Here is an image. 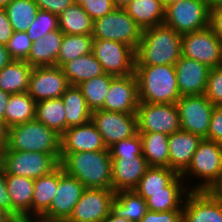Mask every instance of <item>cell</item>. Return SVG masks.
<instances>
[{
  "mask_svg": "<svg viewBox=\"0 0 222 222\" xmlns=\"http://www.w3.org/2000/svg\"><path fill=\"white\" fill-rule=\"evenodd\" d=\"M58 29V15L39 9L37 16L26 33L33 43L41 37H44L47 33Z\"/></svg>",
  "mask_w": 222,
  "mask_h": 222,
  "instance_id": "ab89813d",
  "label": "cell"
},
{
  "mask_svg": "<svg viewBox=\"0 0 222 222\" xmlns=\"http://www.w3.org/2000/svg\"><path fill=\"white\" fill-rule=\"evenodd\" d=\"M142 142V155L149 166L169 168V148L167 134L139 133Z\"/></svg>",
  "mask_w": 222,
  "mask_h": 222,
  "instance_id": "d6a6232c",
  "label": "cell"
},
{
  "mask_svg": "<svg viewBox=\"0 0 222 222\" xmlns=\"http://www.w3.org/2000/svg\"><path fill=\"white\" fill-rule=\"evenodd\" d=\"M139 102L176 104L181 97L175 65L135 66Z\"/></svg>",
  "mask_w": 222,
  "mask_h": 222,
  "instance_id": "3957f363",
  "label": "cell"
},
{
  "mask_svg": "<svg viewBox=\"0 0 222 222\" xmlns=\"http://www.w3.org/2000/svg\"><path fill=\"white\" fill-rule=\"evenodd\" d=\"M139 106L138 84L135 73L115 76L111 80L103 110L136 113Z\"/></svg>",
  "mask_w": 222,
  "mask_h": 222,
  "instance_id": "ac0fdd59",
  "label": "cell"
},
{
  "mask_svg": "<svg viewBox=\"0 0 222 222\" xmlns=\"http://www.w3.org/2000/svg\"><path fill=\"white\" fill-rule=\"evenodd\" d=\"M114 197L112 189L85 188L66 221L102 222L111 211Z\"/></svg>",
  "mask_w": 222,
  "mask_h": 222,
  "instance_id": "9a60e30c",
  "label": "cell"
},
{
  "mask_svg": "<svg viewBox=\"0 0 222 222\" xmlns=\"http://www.w3.org/2000/svg\"><path fill=\"white\" fill-rule=\"evenodd\" d=\"M102 222H132V221H129L126 218L115 216L110 211V213L104 218V220Z\"/></svg>",
  "mask_w": 222,
  "mask_h": 222,
  "instance_id": "11a10c76",
  "label": "cell"
},
{
  "mask_svg": "<svg viewBox=\"0 0 222 222\" xmlns=\"http://www.w3.org/2000/svg\"><path fill=\"white\" fill-rule=\"evenodd\" d=\"M13 33L14 30L8 19L6 10L0 8V44L6 46Z\"/></svg>",
  "mask_w": 222,
  "mask_h": 222,
  "instance_id": "c3c4849f",
  "label": "cell"
},
{
  "mask_svg": "<svg viewBox=\"0 0 222 222\" xmlns=\"http://www.w3.org/2000/svg\"><path fill=\"white\" fill-rule=\"evenodd\" d=\"M4 9L14 32H26L39 11L35 0H11Z\"/></svg>",
  "mask_w": 222,
  "mask_h": 222,
  "instance_id": "d590c367",
  "label": "cell"
},
{
  "mask_svg": "<svg viewBox=\"0 0 222 222\" xmlns=\"http://www.w3.org/2000/svg\"><path fill=\"white\" fill-rule=\"evenodd\" d=\"M5 182L12 203V216L15 219H32L34 179L5 174Z\"/></svg>",
  "mask_w": 222,
  "mask_h": 222,
  "instance_id": "cb8c5ba5",
  "label": "cell"
},
{
  "mask_svg": "<svg viewBox=\"0 0 222 222\" xmlns=\"http://www.w3.org/2000/svg\"><path fill=\"white\" fill-rule=\"evenodd\" d=\"M14 219L9 212L0 207V222H12Z\"/></svg>",
  "mask_w": 222,
  "mask_h": 222,
  "instance_id": "9f6ffc18",
  "label": "cell"
},
{
  "mask_svg": "<svg viewBox=\"0 0 222 222\" xmlns=\"http://www.w3.org/2000/svg\"><path fill=\"white\" fill-rule=\"evenodd\" d=\"M64 172L85 188L112 189V159L109 150L60 153Z\"/></svg>",
  "mask_w": 222,
  "mask_h": 222,
  "instance_id": "6da1fadb",
  "label": "cell"
},
{
  "mask_svg": "<svg viewBox=\"0 0 222 222\" xmlns=\"http://www.w3.org/2000/svg\"><path fill=\"white\" fill-rule=\"evenodd\" d=\"M147 211L146 200L134 190L115 192V197L111 203V212L115 216L126 218L132 222H140Z\"/></svg>",
  "mask_w": 222,
  "mask_h": 222,
  "instance_id": "484cf974",
  "label": "cell"
},
{
  "mask_svg": "<svg viewBox=\"0 0 222 222\" xmlns=\"http://www.w3.org/2000/svg\"><path fill=\"white\" fill-rule=\"evenodd\" d=\"M175 69L181 96L205 94L211 68L194 59L181 56L175 63Z\"/></svg>",
  "mask_w": 222,
  "mask_h": 222,
  "instance_id": "d6986e66",
  "label": "cell"
},
{
  "mask_svg": "<svg viewBox=\"0 0 222 222\" xmlns=\"http://www.w3.org/2000/svg\"><path fill=\"white\" fill-rule=\"evenodd\" d=\"M209 19L208 0H180L165 8L163 24L182 35L209 27Z\"/></svg>",
  "mask_w": 222,
  "mask_h": 222,
  "instance_id": "52a82bcc",
  "label": "cell"
},
{
  "mask_svg": "<svg viewBox=\"0 0 222 222\" xmlns=\"http://www.w3.org/2000/svg\"><path fill=\"white\" fill-rule=\"evenodd\" d=\"M93 19L75 1L58 15V26L63 34L92 35Z\"/></svg>",
  "mask_w": 222,
  "mask_h": 222,
  "instance_id": "4dcf8cb0",
  "label": "cell"
},
{
  "mask_svg": "<svg viewBox=\"0 0 222 222\" xmlns=\"http://www.w3.org/2000/svg\"><path fill=\"white\" fill-rule=\"evenodd\" d=\"M114 77L115 76L113 75L104 73L77 85L81 90L91 112L103 108L111 80Z\"/></svg>",
  "mask_w": 222,
  "mask_h": 222,
  "instance_id": "8d00e7d4",
  "label": "cell"
},
{
  "mask_svg": "<svg viewBox=\"0 0 222 222\" xmlns=\"http://www.w3.org/2000/svg\"><path fill=\"white\" fill-rule=\"evenodd\" d=\"M177 175L174 170L168 167L150 166L133 190L135 192L165 191V187Z\"/></svg>",
  "mask_w": 222,
  "mask_h": 222,
  "instance_id": "f35d334b",
  "label": "cell"
},
{
  "mask_svg": "<svg viewBox=\"0 0 222 222\" xmlns=\"http://www.w3.org/2000/svg\"><path fill=\"white\" fill-rule=\"evenodd\" d=\"M63 36L58 29L33 42L26 62L32 67L56 65Z\"/></svg>",
  "mask_w": 222,
  "mask_h": 222,
  "instance_id": "d4e9b609",
  "label": "cell"
},
{
  "mask_svg": "<svg viewBox=\"0 0 222 222\" xmlns=\"http://www.w3.org/2000/svg\"><path fill=\"white\" fill-rule=\"evenodd\" d=\"M140 222H182V210L162 212L148 210Z\"/></svg>",
  "mask_w": 222,
  "mask_h": 222,
  "instance_id": "bcb514c9",
  "label": "cell"
},
{
  "mask_svg": "<svg viewBox=\"0 0 222 222\" xmlns=\"http://www.w3.org/2000/svg\"><path fill=\"white\" fill-rule=\"evenodd\" d=\"M92 53L106 74L127 76L134 73L135 50L127 44L112 40L94 39Z\"/></svg>",
  "mask_w": 222,
  "mask_h": 222,
  "instance_id": "30bf717a",
  "label": "cell"
},
{
  "mask_svg": "<svg viewBox=\"0 0 222 222\" xmlns=\"http://www.w3.org/2000/svg\"><path fill=\"white\" fill-rule=\"evenodd\" d=\"M84 189V185L78 179L66 174L59 165V185L56 194L49 209L40 219L58 222L67 220Z\"/></svg>",
  "mask_w": 222,
  "mask_h": 222,
  "instance_id": "5bb4252c",
  "label": "cell"
},
{
  "mask_svg": "<svg viewBox=\"0 0 222 222\" xmlns=\"http://www.w3.org/2000/svg\"><path fill=\"white\" fill-rule=\"evenodd\" d=\"M0 207L12 215V203L7 191L4 171L0 174Z\"/></svg>",
  "mask_w": 222,
  "mask_h": 222,
  "instance_id": "f907efd6",
  "label": "cell"
},
{
  "mask_svg": "<svg viewBox=\"0 0 222 222\" xmlns=\"http://www.w3.org/2000/svg\"><path fill=\"white\" fill-rule=\"evenodd\" d=\"M181 130L206 139L215 105L203 95L181 96L176 103Z\"/></svg>",
  "mask_w": 222,
  "mask_h": 222,
  "instance_id": "7c38bea8",
  "label": "cell"
},
{
  "mask_svg": "<svg viewBox=\"0 0 222 222\" xmlns=\"http://www.w3.org/2000/svg\"><path fill=\"white\" fill-rule=\"evenodd\" d=\"M182 56L211 69L222 66V43L210 27L182 34Z\"/></svg>",
  "mask_w": 222,
  "mask_h": 222,
  "instance_id": "8fae6325",
  "label": "cell"
},
{
  "mask_svg": "<svg viewBox=\"0 0 222 222\" xmlns=\"http://www.w3.org/2000/svg\"><path fill=\"white\" fill-rule=\"evenodd\" d=\"M182 222H222V201L211 191H190L183 203Z\"/></svg>",
  "mask_w": 222,
  "mask_h": 222,
  "instance_id": "e0dca14e",
  "label": "cell"
},
{
  "mask_svg": "<svg viewBox=\"0 0 222 222\" xmlns=\"http://www.w3.org/2000/svg\"><path fill=\"white\" fill-rule=\"evenodd\" d=\"M201 140L198 135L183 130L169 135V168L181 175L190 165Z\"/></svg>",
  "mask_w": 222,
  "mask_h": 222,
  "instance_id": "603a6c76",
  "label": "cell"
},
{
  "mask_svg": "<svg viewBox=\"0 0 222 222\" xmlns=\"http://www.w3.org/2000/svg\"><path fill=\"white\" fill-rule=\"evenodd\" d=\"M192 174L197 179L200 178L201 182L191 186L190 191H210L220 181L222 177V146L219 143L207 139H202L199 142L190 165L181 174V177L185 180L190 178L188 176H192Z\"/></svg>",
  "mask_w": 222,
  "mask_h": 222,
  "instance_id": "5b68a950",
  "label": "cell"
},
{
  "mask_svg": "<svg viewBox=\"0 0 222 222\" xmlns=\"http://www.w3.org/2000/svg\"><path fill=\"white\" fill-rule=\"evenodd\" d=\"M76 0H35L40 10L59 15Z\"/></svg>",
  "mask_w": 222,
  "mask_h": 222,
  "instance_id": "7dc6e473",
  "label": "cell"
},
{
  "mask_svg": "<svg viewBox=\"0 0 222 222\" xmlns=\"http://www.w3.org/2000/svg\"><path fill=\"white\" fill-rule=\"evenodd\" d=\"M108 150L110 157L143 156L142 142L138 132L132 137L114 143Z\"/></svg>",
  "mask_w": 222,
  "mask_h": 222,
  "instance_id": "b9f144b4",
  "label": "cell"
},
{
  "mask_svg": "<svg viewBox=\"0 0 222 222\" xmlns=\"http://www.w3.org/2000/svg\"><path fill=\"white\" fill-rule=\"evenodd\" d=\"M93 41L94 39L92 35L64 34L56 66L62 67L65 63H68L75 58L91 53Z\"/></svg>",
  "mask_w": 222,
  "mask_h": 222,
  "instance_id": "74e56055",
  "label": "cell"
},
{
  "mask_svg": "<svg viewBox=\"0 0 222 222\" xmlns=\"http://www.w3.org/2000/svg\"><path fill=\"white\" fill-rule=\"evenodd\" d=\"M61 68L69 85H79L83 81L104 74L100 62L92 52L65 63Z\"/></svg>",
  "mask_w": 222,
  "mask_h": 222,
  "instance_id": "1f68e13d",
  "label": "cell"
},
{
  "mask_svg": "<svg viewBox=\"0 0 222 222\" xmlns=\"http://www.w3.org/2000/svg\"><path fill=\"white\" fill-rule=\"evenodd\" d=\"M7 137V128L2 120H0V152L5 149Z\"/></svg>",
  "mask_w": 222,
  "mask_h": 222,
  "instance_id": "db71d44e",
  "label": "cell"
},
{
  "mask_svg": "<svg viewBox=\"0 0 222 222\" xmlns=\"http://www.w3.org/2000/svg\"><path fill=\"white\" fill-rule=\"evenodd\" d=\"M32 69L26 61L12 60L0 70V89L9 94L27 92Z\"/></svg>",
  "mask_w": 222,
  "mask_h": 222,
  "instance_id": "f1b7e54d",
  "label": "cell"
},
{
  "mask_svg": "<svg viewBox=\"0 0 222 222\" xmlns=\"http://www.w3.org/2000/svg\"><path fill=\"white\" fill-rule=\"evenodd\" d=\"M12 61L6 46L0 44V70Z\"/></svg>",
  "mask_w": 222,
  "mask_h": 222,
  "instance_id": "f5cc1de1",
  "label": "cell"
},
{
  "mask_svg": "<svg viewBox=\"0 0 222 222\" xmlns=\"http://www.w3.org/2000/svg\"><path fill=\"white\" fill-rule=\"evenodd\" d=\"M93 21L104 17L116 7L111 0H76Z\"/></svg>",
  "mask_w": 222,
  "mask_h": 222,
  "instance_id": "ee69618b",
  "label": "cell"
},
{
  "mask_svg": "<svg viewBox=\"0 0 222 222\" xmlns=\"http://www.w3.org/2000/svg\"><path fill=\"white\" fill-rule=\"evenodd\" d=\"M39 222H58V221H45L39 218ZM61 222H64V221H61Z\"/></svg>",
  "mask_w": 222,
  "mask_h": 222,
  "instance_id": "03108f58",
  "label": "cell"
},
{
  "mask_svg": "<svg viewBox=\"0 0 222 222\" xmlns=\"http://www.w3.org/2000/svg\"><path fill=\"white\" fill-rule=\"evenodd\" d=\"M11 0H0V8H5Z\"/></svg>",
  "mask_w": 222,
  "mask_h": 222,
  "instance_id": "be15d7a7",
  "label": "cell"
},
{
  "mask_svg": "<svg viewBox=\"0 0 222 222\" xmlns=\"http://www.w3.org/2000/svg\"><path fill=\"white\" fill-rule=\"evenodd\" d=\"M62 98L36 102L35 120L54 130L60 136L66 130V113Z\"/></svg>",
  "mask_w": 222,
  "mask_h": 222,
  "instance_id": "836d02e7",
  "label": "cell"
},
{
  "mask_svg": "<svg viewBox=\"0 0 222 222\" xmlns=\"http://www.w3.org/2000/svg\"><path fill=\"white\" fill-rule=\"evenodd\" d=\"M66 113V129L72 126L84 125L91 121V110L77 85H69L62 95Z\"/></svg>",
  "mask_w": 222,
  "mask_h": 222,
  "instance_id": "f546056e",
  "label": "cell"
},
{
  "mask_svg": "<svg viewBox=\"0 0 222 222\" xmlns=\"http://www.w3.org/2000/svg\"><path fill=\"white\" fill-rule=\"evenodd\" d=\"M91 122L101 134L107 149L114 143L132 137L137 133L136 113L99 109L92 112Z\"/></svg>",
  "mask_w": 222,
  "mask_h": 222,
  "instance_id": "4fadbf2b",
  "label": "cell"
},
{
  "mask_svg": "<svg viewBox=\"0 0 222 222\" xmlns=\"http://www.w3.org/2000/svg\"><path fill=\"white\" fill-rule=\"evenodd\" d=\"M60 138L54 130L34 119L7 129L4 150L51 154L60 163Z\"/></svg>",
  "mask_w": 222,
  "mask_h": 222,
  "instance_id": "277c9868",
  "label": "cell"
},
{
  "mask_svg": "<svg viewBox=\"0 0 222 222\" xmlns=\"http://www.w3.org/2000/svg\"><path fill=\"white\" fill-rule=\"evenodd\" d=\"M112 190H133L150 167L143 156L111 157Z\"/></svg>",
  "mask_w": 222,
  "mask_h": 222,
  "instance_id": "44dd1931",
  "label": "cell"
},
{
  "mask_svg": "<svg viewBox=\"0 0 222 222\" xmlns=\"http://www.w3.org/2000/svg\"><path fill=\"white\" fill-rule=\"evenodd\" d=\"M15 222H39V218H35V219H17Z\"/></svg>",
  "mask_w": 222,
  "mask_h": 222,
  "instance_id": "6125c7cd",
  "label": "cell"
},
{
  "mask_svg": "<svg viewBox=\"0 0 222 222\" xmlns=\"http://www.w3.org/2000/svg\"><path fill=\"white\" fill-rule=\"evenodd\" d=\"M124 10L143 30L163 24L165 18V8L159 0H132Z\"/></svg>",
  "mask_w": 222,
  "mask_h": 222,
  "instance_id": "83f0119b",
  "label": "cell"
},
{
  "mask_svg": "<svg viewBox=\"0 0 222 222\" xmlns=\"http://www.w3.org/2000/svg\"><path fill=\"white\" fill-rule=\"evenodd\" d=\"M209 27L222 43V6L210 7Z\"/></svg>",
  "mask_w": 222,
  "mask_h": 222,
  "instance_id": "681fc988",
  "label": "cell"
},
{
  "mask_svg": "<svg viewBox=\"0 0 222 222\" xmlns=\"http://www.w3.org/2000/svg\"><path fill=\"white\" fill-rule=\"evenodd\" d=\"M135 55V66L175 65L182 56V35L164 24L146 28Z\"/></svg>",
  "mask_w": 222,
  "mask_h": 222,
  "instance_id": "7a4b0ae2",
  "label": "cell"
},
{
  "mask_svg": "<svg viewBox=\"0 0 222 222\" xmlns=\"http://www.w3.org/2000/svg\"><path fill=\"white\" fill-rule=\"evenodd\" d=\"M210 7L222 6V0H208Z\"/></svg>",
  "mask_w": 222,
  "mask_h": 222,
  "instance_id": "94428289",
  "label": "cell"
},
{
  "mask_svg": "<svg viewBox=\"0 0 222 222\" xmlns=\"http://www.w3.org/2000/svg\"><path fill=\"white\" fill-rule=\"evenodd\" d=\"M10 95L11 94L4 92L3 90L0 89V120H2L3 123H4L6 106L9 102Z\"/></svg>",
  "mask_w": 222,
  "mask_h": 222,
  "instance_id": "816d5d0a",
  "label": "cell"
},
{
  "mask_svg": "<svg viewBox=\"0 0 222 222\" xmlns=\"http://www.w3.org/2000/svg\"><path fill=\"white\" fill-rule=\"evenodd\" d=\"M69 86L61 67H33L29 77L28 94L39 102L47 99L61 98Z\"/></svg>",
  "mask_w": 222,
  "mask_h": 222,
  "instance_id": "2e32d148",
  "label": "cell"
},
{
  "mask_svg": "<svg viewBox=\"0 0 222 222\" xmlns=\"http://www.w3.org/2000/svg\"><path fill=\"white\" fill-rule=\"evenodd\" d=\"M164 8H167L168 6H170L171 4H174L180 0H159Z\"/></svg>",
  "mask_w": 222,
  "mask_h": 222,
  "instance_id": "91938a15",
  "label": "cell"
},
{
  "mask_svg": "<svg viewBox=\"0 0 222 222\" xmlns=\"http://www.w3.org/2000/svg\"><path fill=\"white\" fill-rule=\"evenodd\" d=\"M4 174L37 179L48 175L60 164L51 155L35 151L3 150Z\"/></svg>",
  "mask_w": 222,
  "mask_h": 222,
  "instance_id": "ba28073f",
  "label": "cell"
},
{
  "mask_svg": "<svg viewBox=\"0 0 222 222\" xmlns=\"http://www.w3.org/2000/svg\"><path fill=\"white\" fill-rule=\"evenodd\" d=\"M4 171L3 169V158H2V154L0 152V174Z\"/></svg>",
  "mask_w": 222,
  "mask_h": 222,
  "instance_id": "e7e4bbea",
  "label": "cell"
},
{
  "mask_svg": "<svg viewBox=\"0 0 222 222\" xmlns=\"http://www.w3.org/2000/svg\"><path fill=\"white\" fill-rule=\"evenodd\" d=\"M59 185V166L51 173L34 179L32 219L40 218L50 207Z\"/></svg>",
  "mask_w": 222,
  "mask_h": 222,
  "instance_id": "4316f807",
  "label": "cell"
},
{
  "mask_svg": "<svg viewBox=\"0 0 222 222\" xmlns=\"http://www.w3.org/2000/svg\"><path fill=\"white\" fill-rule=\"evenodd\" d=\"M116 8H124L132 0H111Z\"/></svg>",
  "mask_w": 222,
  "mask_h": 222,
  "instance_id": "680465c9",
  "label": "cell"
},
{
  "mask_svg": "<svg viewBox=\"0 0 222 222\" xmlns=\"http://www.w3.org/2000/svg\"><path fill=\"white\" fill-rule=\"evenodd\" d=\"M108 150L101 134L90 121L84 125L68 127L60 138V153Z\"/></svg>",
  "mask_w": 222,
  "mask_h": 222,
  "instance_id": "ffe728a7",
  "label": "cell"
},
{
  "mask_svg": "<svg viewBox=\"0 0 222 222\" xmlns=\"http://www.w3.org/2000/svg\"><path fill=\"white\" fill-rule=\"evenodd\" d=\"M215 106H222V66L210 69L204 94Z\"/></svg>",
  "mask_w": 222,
  "mask_h": 222,
  "instance_id": "7bdbcfd3",
  "label": "cell"
},
{
  "mask_svg": "<svg viewBox=\"0 0 222 222\" xmlns=\"http://www.w3.org/2000/svg\"><path fill=\"white\" fill-rule=\"evenodd\" d=\"M32 42L26 32H14L6 44V49L12 60L26 61Z\"/></svg>",
  "mask_w": 222,
  "mask_h": 222,
  "instance_id": "60d3db41",
  "label": "cell"
},
{
  "mask_svg": "<svg viewBox=\"0 0 222 222\" xmlns=\"http://www.w3.org/2000/svg\"><path fill=\"white\" fill-rule=\"evenodd\" d=\"M142 31L143 29L124 8H115L94 21L92 37L124 43L136 51L142 38Z\"/></svg>",
  "mask_w": 222,
  "mask_h": 222,
  "instance_id": "8992f818",
  "label": "cell"
},
{
  "mask_svg": "<svg viewBox=\"0 0 222 222\" xmlns=\"http://www.w3.org/2000/svg\"><path fill=\"white\" fill-rule=\"evenodd\" d=\"M35 105V100L28 92L11 94L5 111V127L8 129L12 126L34 120Z\"/></svg>",
  "mask_w": 222,
  "mask_h": 222,
  "instance_id": "e575fe53",
  "label": "cell"
},
{
  "mask_svg": "<svg viewBox=\"0 0 222 222\" xmlns=\"http://www.w3.org/2000/svg\"><path fill=\"white\" fill-rule=\"evenodd\" d=\"M206 139L222 146V106H215L213 109Z\"/></svg>",
  "mask_w": 222,
  "mask_h": 222,
  "instance_id": "f6af8a7d",
  "label": "cell"
},
{
  "mask_svg": "<svg viewBox=\"0 0 222 222\" xmlns=\"http://www.w3.org/2000/svg\"><path fill=\"white\" fill-rule=\"evenodd\" d=\"M136 117L138 133L156 132L171 135L181 130L176 104L139 102Z\"/></svg>",
  "mask_w": 222,
  "mask_h": 222,
  "instance_id": "9c48e42d",
  "label": "cell"
},
{
  "mask_svg": "<svg viewBox=\"0 0 222 222\" xmlns=\"http://www.w3.org/2000/svg\"><path fill=\"white\" fill-rule=\"evenodd\" d=\"M219 200L222 201V177L220 181L210 190Z\"/></svg>",
  "mask_w": 222,
  "mask_h": 222,
  "instance_id": "6f0895ef",
  "label": "cell"
},
{
  "mask_svg": "<svg viewBox=\"0 0 222 222\" xmlns=\"http://www.w3.org/2000/svg\"><path fill=\"white\" fill-rule=\"evenodd\" d=\"M183 182V178L178 174L165 187V191L136 193L146 200L148 210L155 212L182 210L186 194L190 192L186 189L188 186L185 187Z\"/></svg>",
  "mask_w": 222,
  "mask_h": 222,
  "instance_id": "7402d4cb",
  "label": "cell"
}]
</instances>
